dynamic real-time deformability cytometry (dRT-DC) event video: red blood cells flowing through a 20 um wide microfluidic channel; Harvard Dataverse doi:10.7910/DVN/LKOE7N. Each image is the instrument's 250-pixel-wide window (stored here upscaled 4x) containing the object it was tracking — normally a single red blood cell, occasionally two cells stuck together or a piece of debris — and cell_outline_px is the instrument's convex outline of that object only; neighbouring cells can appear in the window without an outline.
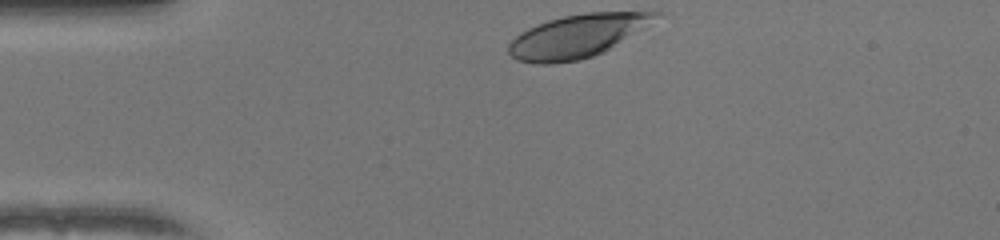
{"species": "human", "species_latin": "Homo sapiens", "temperature_condition": "warm", "stored_images_in_passage": 31, "camera_frame_rate_fps": 3000, "um_per_image_px": 0.085, "donor": {"sex": "female"}, "frame": {"image": 1, "passage_image": 1, "time_ms": 0.0, "image_size_px": [1000, 240], "cell_outline_px": [[664, 16], [604, 52], [580, 60], [552, 64], [532, 64], [516, 60], [508, 52], [508, 44], [520, 32], [528, 28], [548, 20], [564, 16], [588, 12], [664, 12]], "centroid_in_image_um": [49.08, 3.07], "position_along_channel_um": 35.9, "area_um2": 37.05}}
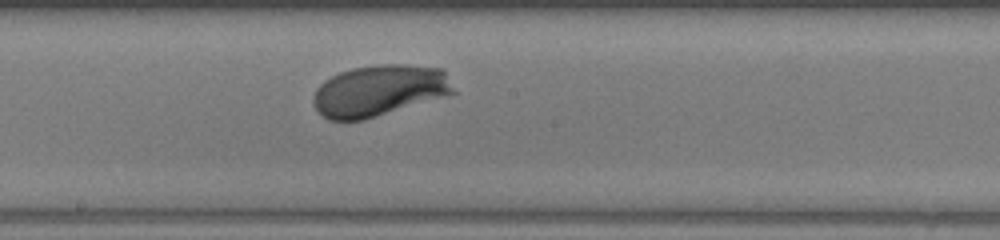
{"frame": {"image": 2, "passage_image": 18, "time_ms": 5.667, "image_size_px": [1000, 240], "cell_outline_px": [[456, 92], [364, 120], [328, 120], [316, 108], [312, 100], [316, 88], [324, 80], [340, 72], [352, 68], [380, 64], [408, 64], [444, 68]], "centroid_in_image_um": [32.23, 7.68], "position_along_channel_um": 216.0, "area_um2": 41.73}}
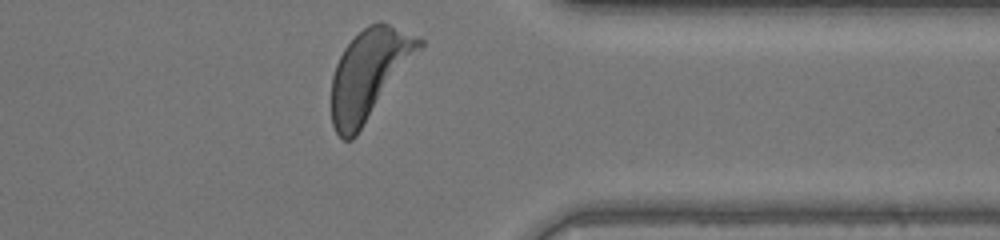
{"frame": {"image": 3, "passage_image": 31, "time_ms": 10.0, "image_size_px": [1000, 240], "cell_outline_px": [[424, 44], [356, 136], [352, 140], [344, 140], [336, 132], [332, 124], [332, 76], [336, 64], [344, 48], [368, 24], [380, 20], [424, 40]], "centroid_in_image_um": [31.35, 6.3], "position_along_channel_um": 380.0, "area_um2": 44.91}, "authors_computed_cell_mechanics": {"area_um2": 41.038, "velocity_mm_per_s": 3.9736, "shape_relaxation_time_tau1_ms": 2.8274, "shape_relaxation_time_tau2_ms": null, "deformation_change_tau1": 0.1937, "deformation_change_tau2": null}}